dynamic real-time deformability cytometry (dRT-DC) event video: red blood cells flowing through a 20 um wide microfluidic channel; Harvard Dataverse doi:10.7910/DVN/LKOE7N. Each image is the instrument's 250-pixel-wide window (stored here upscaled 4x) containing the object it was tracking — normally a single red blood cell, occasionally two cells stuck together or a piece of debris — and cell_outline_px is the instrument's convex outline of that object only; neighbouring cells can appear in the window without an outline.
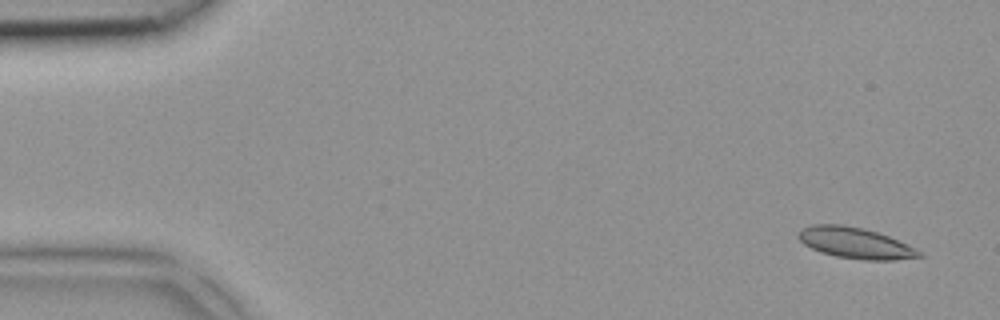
{"species": "common noctule bat (a hibernating species)", "species_latin": "Nyctalus noctula", "temperature_condition": "room temperature", "stored_images_in_passage": 4, "camera_frame_rate_fps": 3000, "um_per_image_px": 0.085, "animal": {"sex": "female", "body_mass_g": 18.4}, "frame": {"image": 1, "passage_image": 1, "time_ms": 0.0, "image_size_px": [1000, 320], "cell_outline_px": [[924, 256], [896, 260], [864, 260], [836, 256], [820, 252], [804, 244], [796, 236], [804, 228], [812, 224], [840, 224], [864, 228], [888, 236], [924, 252]], "centroid_in_image_um": [72.72, 20.66], "position_along_channel_um": 12.3, "area_um2": 21.73}}
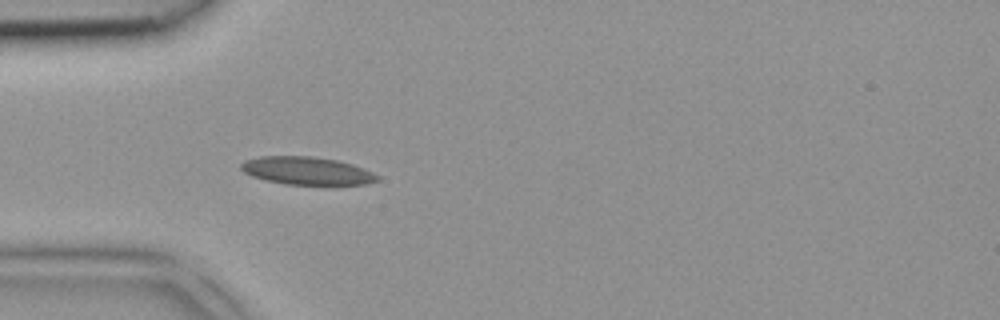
{"frame": {"image": 2, "passage_image": 4, "time_ms": 1.0, "image_size_px": [1000, 320], "cell_outline_px": [[380, 180], [368, 184], [336, 188], [328, 188], [284, 184], [264, 180], [252, 176], [244, 172], [240, 168], [240, 164], [244, 160], [260, 156], [312, 156], [336, 160], [352, 164], [364, 168], [380, 176]], "centroid_in_image_um": [26.18, 14.58], "position_along_channel_um": 58.8, "area_um2": 23.52}}